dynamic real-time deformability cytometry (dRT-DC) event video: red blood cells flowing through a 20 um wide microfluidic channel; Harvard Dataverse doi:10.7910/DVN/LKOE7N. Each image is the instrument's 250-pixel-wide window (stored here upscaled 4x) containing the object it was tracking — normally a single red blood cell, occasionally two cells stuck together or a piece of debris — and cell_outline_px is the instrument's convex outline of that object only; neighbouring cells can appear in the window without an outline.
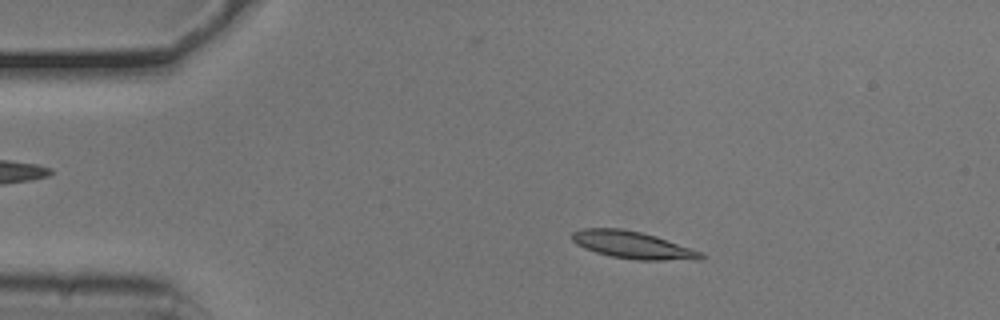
{"species": "common noctule bat (a hibernating species)", "species_latin": "Nyctalus noctula", "temperature_condition": "cold", "stored_images_in_passage": 53, "camera_frame_rate_fps": 3000, "um_per_image_px": 0.085, "animal": {"sex": "male", "body_mass_g": 20.5, "forearm_length_mm": 52.5}, "frame": {"image": 1, "passage_image": 9, "time_ms": 2.667, "image_size_px": [1000, 320], "cell_outline_px": [[708, 256], [700, 260], [636, 260], [612, 256], [596, 252], [584, 248], [576, 244], [572, 240], [572, 232], [580, 228], [620, 228], [640, 232], [656, 236], [700, 252]], "centroid_in_image_um": [53.76, 20.83], "position_along_channel_um": 31.2, "area_um2": 20.4}}
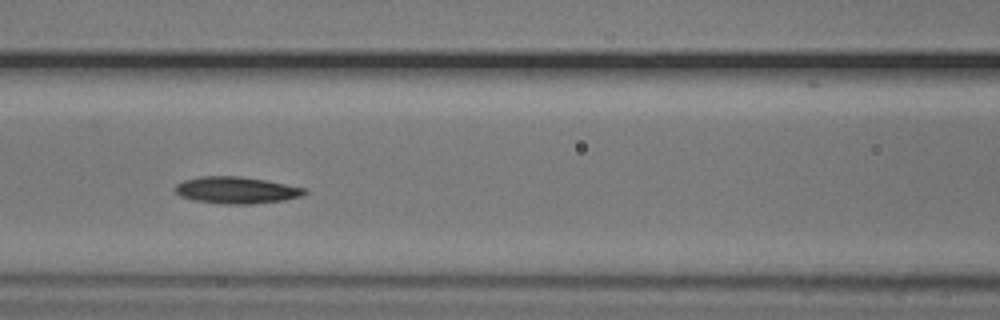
{"frame": {"image": 2, "passage_image": 22, "time_ms": 7.0, "image_size_px": [1000, 320], "cell_outline_px": [[308, 192], [300, 196], [284, 200], [252, 204], [220, 204], [196, 200], [180, 196], [172, 188], [176, 184], [184, 180], [200, 176], [240, 176], [264, 180], [308, 188]], "centroid_in_image_um": [20.08, 16.16], "position_along_channel_um": 146.5, "area_um2": 20.29}}
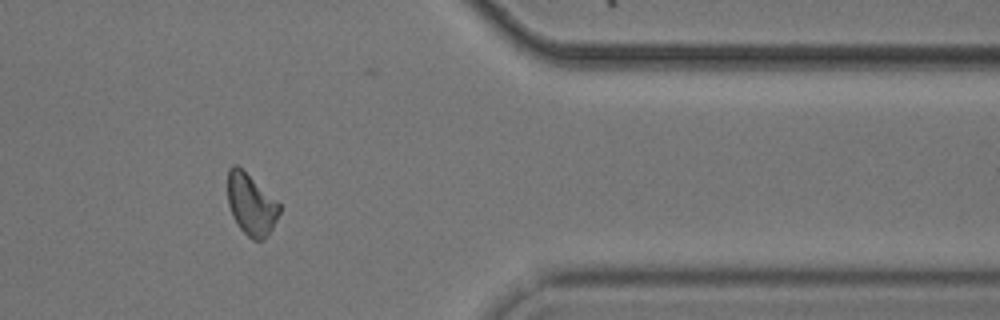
{"frame": {"image": 3, "passage_image": 43, "time_ms": 14.0, "image_size_px": [1000, 320], "cell_outline_px": [[280, 212], [272, 228], [264, 240], [252, 240], [240, 228], [232, 216], [228, 204], [228, 168], [232, 164], [236, 164], [280, 204]], "centroid_in_image_um": [21.33, 17.39], "position_along_channel_um": 390.1, "area_um2": 18.21}, "authors_computed_cell_mechanics": {"area_um2": 19.3052, "velocity_mm_per_s": 3.7694, "shape_relaxation_time_tau1_ms": 5.8925, "shape_relaxation_time_tau2_ms": null, "deformation_change_tau1": 0.1406, "deformation_change_tau2": null}}